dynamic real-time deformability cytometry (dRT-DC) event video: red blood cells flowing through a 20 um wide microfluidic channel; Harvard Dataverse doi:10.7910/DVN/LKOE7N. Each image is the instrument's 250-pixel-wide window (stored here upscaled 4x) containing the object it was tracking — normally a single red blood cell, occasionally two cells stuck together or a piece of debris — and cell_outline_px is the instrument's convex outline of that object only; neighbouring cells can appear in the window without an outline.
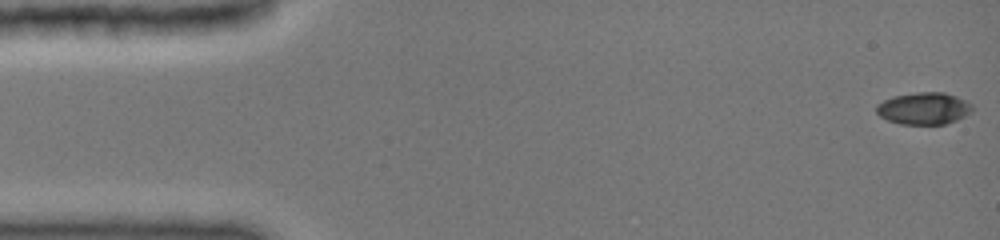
{"species": "common noctule bat (a hibernating species)", "species_latin": "Nyctalus noctula", "temperature_condition": "cold", "stored_images_in_passage": 23, "camera_frame_rate_fps": 3000, "um_per_image_px": 0.085, "animal": {"sex": "female", "body_mass_g": 19.0, "forearm_length_mm": 51.5}, "frame": {"image": 1, "passage_image": 1, "time_ms": 0.0, "image_size_px": [1000, 240], "cell_outline_px": [[972, 112], [956, 120], [944, 124], [900, 124], [888, 120], [880, 116], [876, 112], [876, 104], [884, 100], [896, 96], [916, 92], [944, 92], [956, 96], [972, 104]], "centroid_in_image_um": [78.52, 9.21], "position_along_channel_um": 6.5, "area_um2": 17.8}}